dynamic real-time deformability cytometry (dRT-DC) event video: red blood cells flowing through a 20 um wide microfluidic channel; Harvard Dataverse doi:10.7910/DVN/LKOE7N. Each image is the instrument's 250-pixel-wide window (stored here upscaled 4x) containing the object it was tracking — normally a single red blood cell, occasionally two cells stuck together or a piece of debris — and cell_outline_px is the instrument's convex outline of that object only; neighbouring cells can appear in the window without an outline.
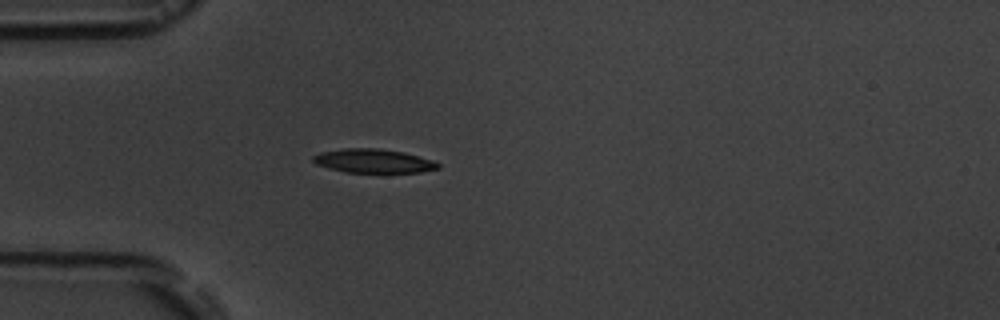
{"species": "common noctule bat (a hibernating species)", "species_latin": "Nyctalus noctula", "temperature_condition": "room temperature", "stored_images_in_passage": 3, "camera_frame_rate_fps": 3000, "um_per_image_px": 0.085, "animal": {"sex": "male", "body_mass_g": 19.5, "forearm_length_mm": 54.6}, "frame": {"image": 1, "passage_image": 3, "time_ms": 2.333, "image_size_px": [1000, 320], "cell_outline_px": [[440, 168], [420, 172], [344, 172], [328, 168], [316, 164], [312, 160], [312, 156], [320, 152], [344, 148], [376, 148], [404, 152], [432, 160], [440, 164]], "centroid_in_image_um": [31.71, 13.68], "position_along_channel_um": 53.3, "area_um2": 17.34}}